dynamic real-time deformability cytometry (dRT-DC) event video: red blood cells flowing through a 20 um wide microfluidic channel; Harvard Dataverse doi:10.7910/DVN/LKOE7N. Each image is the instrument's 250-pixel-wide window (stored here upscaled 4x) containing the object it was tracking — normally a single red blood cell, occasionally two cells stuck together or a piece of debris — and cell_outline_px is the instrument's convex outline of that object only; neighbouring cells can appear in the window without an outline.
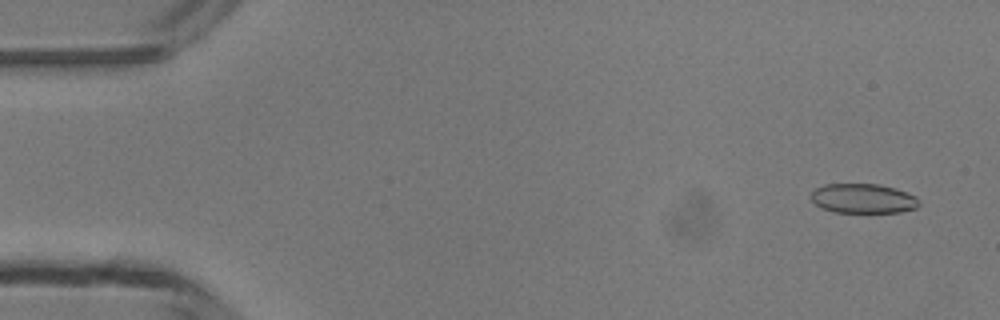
{"species": "common noctule bat (a hibernating species)", "species_latin": "Nyctalus noctula", "temperature_condition": "room temperature", "stored_images_in_passage": 48, "camera_frame_rate_fps": 3000, "um_per_image_px": 0.085, "animal": {"sex": "male", "body_mass_g": 13.3}, "frame": {"image": 1, "passage_image": 3, "time_ms": 0.667, "image_size_px": [1000, 320], "cell_outline_px": [[920, 204], [916, 208], [900, 212], [832, 212], [816, 204], [812, 200], [812, 192], [816, 188], [824, 184], [876, 184], [896, 188], [916, 196], [920, 200]], "centroid_in_image_um": [73.4, 16.87], "position_along_channel_um": 11.6, "area_um2": 18.55}}
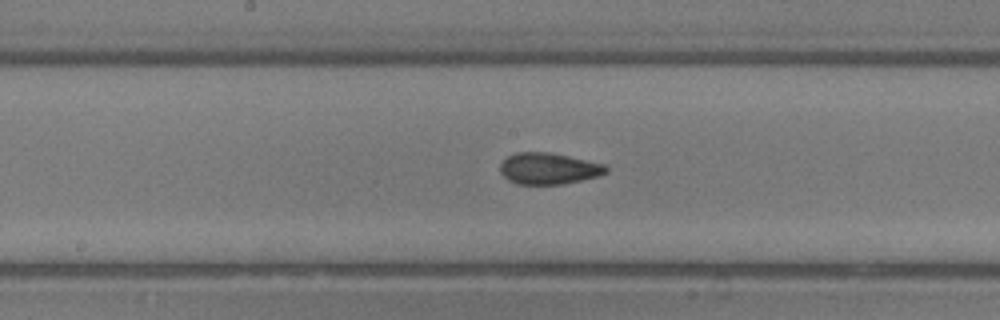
{"frame": {"image": 2, "passage_image": 25, "time_ms": 8.0, "image_size_px": [1000, 320], "cell_outline_px": [[608, 172], [600, 176], [564, 184], [516, 184], [508, 180], [500, 172], [500, 164], [508, 156], [516, 152], [548, 152], [568, 156], [604, 164], [608, 168]], "centroid_in_image_um": [46.64, 14.33], "position_along_channel_um": 201.6, "area_um2": 19.42}}
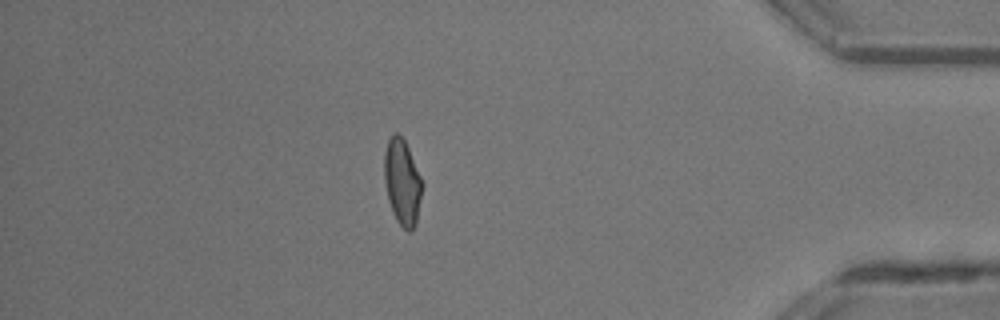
{"frame": {"image": 3, "passage_image": 42, "time_ms": 13.667, "image_size_px": [1000, 320], "cell_outline_px": [[424, 184], [416, 224], [412, 232], [408, 232], [396, 220], [392, 212], [388, 200], [384, 180], [384, 152], [388, 140], [396, 132], [404, 140], [408, 148]], "centroid_in_image_um": [34.2, 15.52], "position_along_channel_um": 401.0, "area_um2": 19.07}, "authors_computed_cell_mechanics": {"area_um2": 19.2474, "velocity_mm_per_s": 4.2823, "shape_relaxation_time_tau1_ms": null, "shape_relaxation_time_tau2_ms": 1.3508, "deformation_change_tau1": null, "deformation_change_tau2": 0.0734}}